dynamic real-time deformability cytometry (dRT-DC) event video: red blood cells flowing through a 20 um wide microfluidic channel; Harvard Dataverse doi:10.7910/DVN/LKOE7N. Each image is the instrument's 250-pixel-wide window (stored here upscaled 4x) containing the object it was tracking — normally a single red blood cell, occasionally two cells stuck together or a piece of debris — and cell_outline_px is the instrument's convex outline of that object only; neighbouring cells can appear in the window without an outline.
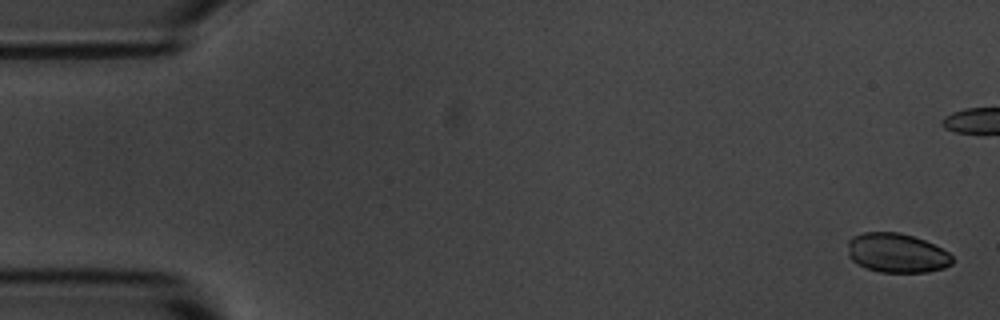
{"species": "common noctule bat (a hibernating species)", "species_latin": "Nyctalus noctula", "temperature_condition": "room temperature", "stored_images_in_passage": 5, "camera_frame_rate_fps": 3000, "um_per_image_px": 0.085, "animal": {"sex": "male", "body_mass_g": 20.1, "forearm_length_mm": 53.5}, "frame": {"image": 1, "passage_image": 1, "time_ms": 0.0, "image_size_px": [1000, 320], "cell_outline_px": [[952, 264], [944, 268], [928, 272], [880, 272], [856, 264], [848, 256], [848, 240], [852, 236], [864, 232], [900, 232], [924, 240], [948, 252], [952, 256]], "centroid_in_image_um": [76.2, 21.5], "position_along_channel_um": 8.8, "area_um2": 23.99}}